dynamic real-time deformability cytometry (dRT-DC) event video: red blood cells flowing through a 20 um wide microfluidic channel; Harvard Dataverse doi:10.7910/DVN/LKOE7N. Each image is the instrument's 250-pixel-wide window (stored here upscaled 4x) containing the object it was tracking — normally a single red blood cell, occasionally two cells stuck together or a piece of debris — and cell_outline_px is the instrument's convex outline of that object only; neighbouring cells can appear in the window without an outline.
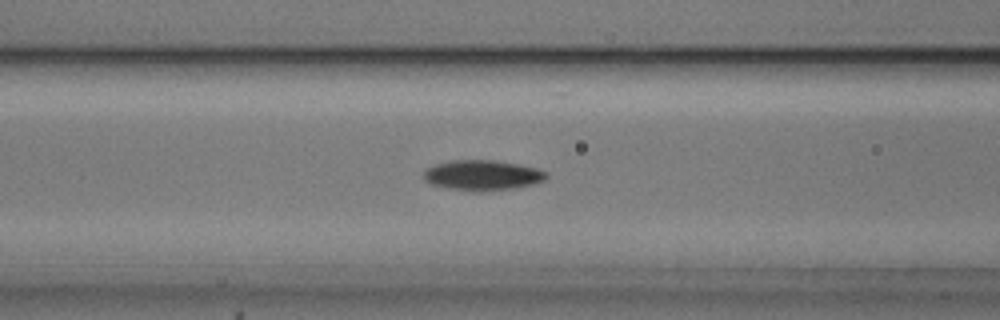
{"species": "common noctule bat (a hibernating species)", "species_latin": "Nyctalus noctula", "temperature_condition": "cold", "stored_images_in_passage": 54, "camera_frame_rate_fps": 3000, "um_per_image_px": 0.085, "animal": {"sex": "male", "body_mass_g": 20.5, "forearm_length_mm": 52.5}, "frame": {"image": 1, "passage_image": 22, "time_ms": 7.0, "image_size_px": [1000, 320], "cell_outline_px": [[548, 176], [544, 180], [532, 184], [512, 188], [480, 192], [472, 192], [448, 188], [432, 184], [424, 180], [424, 172], [428, 168], [436, 164], [452, 160], [492, 160], [516, 164], [536, 168], [548, 172]], "centroid_in_image_um": [41.0, 14.9], "position_along_channel_um": 125.6, "area_um2": 21.5}}
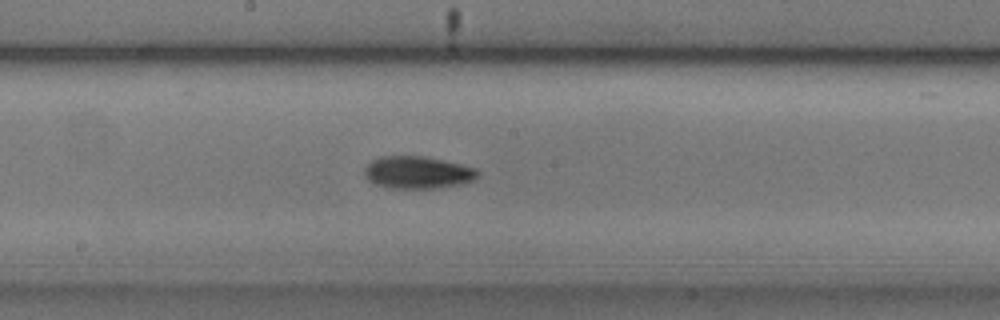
{"frame": {"image": 2, "passage_image": 29, "time_ms": 9.333, "image_size_px": [1000, 320], "cell_outline_px": [[480, 172], [472, 180], [460, 184], [436, 188], [392, 188], [376, 184], [368, 180], [364, 172], [364, 168], [372, 160], [380, 156], [424, 156], [460, 164], [476, 168]], "centroid_in_image_um": [35.48, 14.65], "position_along_channel_um": 212.7, "area_um2": 21.15}}
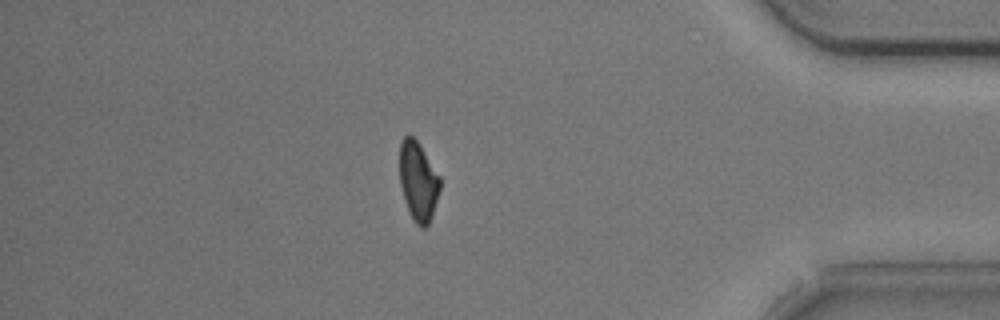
{"frame": {"image": 3, "passage_image": 47, "time_ms": 15.333, "image_size_px": [1000, 320], "cell_outline_px": [[440, 188], [432, 216], [428, 224], [424, 228], [420, 228], [412, 220], [404, 200], [400, 184], [400, 140], [408, 132], [420, 144], [440, 176]], "centroid_in_image_um": [35.53, 15.39], "position_along_channel_um": 399.7, "area_um2": 18.84}, "authors_computed_cell_mechanics": {"area_um2": 19.7965, "velocity_mm_per_s": 3.729, "shape_relaxation_time_tau1_ms": 2.3216, "shape_relaxation_time_tau2_ms": null, "deformation_change_tau1": 0.1179, "deformation_change_tau2": null}}